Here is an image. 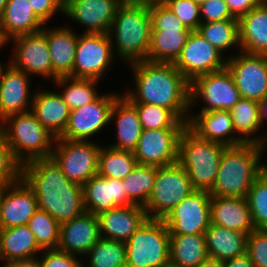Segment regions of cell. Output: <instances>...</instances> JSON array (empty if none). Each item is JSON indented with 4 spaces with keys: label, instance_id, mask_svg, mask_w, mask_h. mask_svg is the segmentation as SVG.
<instances>
[{
    "label": "cell",
    "instance_id": "cell-1",
    "mask_svg": "<svg viewBox=\"0 0 267 267\" xmlns=\"http://www.w3.org/2000/svg\"><path fill=\"white\" fill-rule=\"evenodd\" d=\"M128 65L133 68L136 90L126 91L123 95L131 103H147L167 108L181 121H188L192 110L190 82L173 63L144 60Z\"/></svg>",
    "mask_w": 267,
    "mask_h": 267
},
{
    "label": "cell",
    "instance_id": "cell-2",
    "mask_svg": "<svg viewBox=\"0 0 267 267\" xmlns=\"http://www.w3.org/2000/svg\"><path fill=\"white\" fill-rule=\"evenodd\" d=\"M22 179L33 190L38 209L48 212L60 224L85 211L83 187L71 182L52 157L23 164Z\"/></svg>",
    "mask_w": 267,
    "mask_h": 267
},
{
    "label": "cell",
    "instance_id": "cell-3",
    "mask_svg": "<svg viewBox=\"0 0 267 267\" xmlns=\"http://www.w3.org/2000/svg\"><path fill=\"white\" fill-rule=\"evenodd\" d=\"M151 28L149 1L125 0L108 33L114 54L129 64L147 60Z\"/></svg>",
    "mask_w": 267,
    "mask_h": 267
},
{
    "label": "cell",
    "instance_id": "cell-4",
    "mask_svg": "<svg viewBox=\"0 0 267 267\" xmlns=\"http://www.w3.org/2000/svg\"><path fill=\"white\" fill-rule=\"evenodd\" d=\"M264 149L256 144L227 147L209 193L212 196L246 198L253 182L261 174L260 159Z\"/></svg>",
    "mask_w": 267,
    "mask_h": 267
},
{
    "label": "cell",
    "instance_id": "cell-5",
    "mask_svg": "<svg viewBox=\"0 0 267 267\" xmlns=\"http://www.w3.org/2000/svg\"><path fill=\"white\" fill-rule=\"evenodd\" d=\"M0 133L23 164L52 155L56 138L31 111L6 117L0 122Z\"/></svg>",
    "mask_w": 267,
    "mask_h": 267
},
{
    "label": "cell",
    "instance_id": "cell-6",
    "mask_svg": "<svg viewBox=\"0 0 267 267\" xmlns=\"http://www.w3.org/2000/svg\"><path fill=\"white\" fill-rule=\"evenodd\" d=\"M227 146L199 138L188 127L179 140L178 163L186 170L194 190L210 191Z\"/></svg>",
    "mask_w": 267,
    "mask_h": 267
},
{
    "label": "cell",
    "instance_id": "cell-7",
    "mask_svg": "<svg viewBox=\"0 0 267 267\" xmlns=\"http://www.w3.org/2000/svg\"><path fill=\"white\" fill-rule=\"evenodd\" d=\"M170 234L164 220L148 218L126 242V267L169 265Z\"/></svg>",
    "mask_w": 267,
    "mask_h": 267
},
{
    "label": "cell",
    "instance_id": "cell-8",
    "mask_svg": "<svg viewBox=\"0 0 267 267\" xmlns=\"http://www.w3.org/2000/svg\"><path fill=\"white\" fill-rule=\"evenodd\" d=\"M192 191L188 173L178 162L157 167L154 188L144 206L148 218L163 220Z\"/></svg>",
    "mask_w": 267,
    "mask_h": 267
},
{
    "label": "cell",
    "instance_id": "cell-9",
    "mask_svg": "<svg viewBox=\"0 0 267 267\" xmlns=\"http://www.w3.org/2000/svg\"><path fill=\"white\" fill-rule=\"evenodd\" d=\"M94 140L78 141L56 138L51 157L62 173L83 186L98 171V157L102 146Z\"/></svg>",
    "mask_w": 267,
    "mask_h": 267
},
{
    "label": "cell",
    "instance_id": "cell-10",
    "mask_svg": "<svg viewBox=\"0 0 267 267\" xmlns=\"http://www.w3.org/2000/svg\"><path fill=\"white\" fill-rule=\"evenodd\" d=\"M78 36L72 78L104 77L113 64L114 50L108 33H81ZM109 68V69H107Z\"/></svg>",
    "mask_w": 267,
    "mask_h": 267
},
{
    "label": "cell",
    "instance_id": "cell-11",
    "mask_svg": "<svg viewBox=\"0 0 267 267\" xmlns=\"http://www.w3.org/2000/svg\"><path fill=\"white\" fill-rule=\"evenodd\" d=\"M240 98L233 76L227 67L198 76L190 83V106H195L198 99L205 103L200 112L229 111Z\"/></svg>",
    "mask_w": 267,
    "mask_h": 267
},
{
    "label": "cell",
    "instance_id": "cell-12",
    "mask_svg": "<svg viewBox=\"0 0 267 267\" xmlns=\"http://www.w3.org/2000/svg\"><path fill=\"white\" fill-rule=\"evenodd\" d=\"M211 194L194 190L163 219L169 234H203L211 224Z\"/></svg>",
    "mask_w": 267,
    "mask_h": 267
},
{
    "label": "cell",
    "instance_id": "cell-13",
    "mask_svg": "<svg viewBox=\"0 0 267 267\" xmlns=\"http://www.w3.org/2000/svg\"><path fill=\"white\" fill-rule=\"evenodd\" d=\"M11 41H14L15 50L9 62L16 69L24 71L29 76L38 75L54 81L58 79L53 73L45 27L36 33L16 36L9 42Z\"/></svg>",
    "mask_w": 267,
    "mask_h": 267
},
{
    "label": "cell",
    "instance_id": "cell-14",
    "mask_svg": "<svg viewBox=\"0 0 267 267\" xmlns=\"http://www.w3.org/2000/svg\"><path fill=\"white\" fill-rule=\"evenodd\" d=\"M119 96L114 92L103 93L93 102L71 110L67 127L59 138L89 141L110 123L111 109Z\"/></svg>",
    "mask_w": 267,
    "mask_h": 267
},
{
    "label": "cell",
    "instance_id": "cell-15",
    "mask_svg": "<svg viewBox=\"0 0 267 267\" xmlns=\"http://www.w3.org/2000/svg\"><path fill=\"white\" fill-rule=\"evenodd\" d=\"M224 55L198 31H192L174 66L191 83L196 77L226 67Z\"/></svg>",
    "mask_w": 267,
    "mask_h": 267
},
{
    "label": "cell",
    "instance_id": "cell-16",
    "mask_svg": "<svg viewBox=\"0 0 267 267\" xmlns=\"http://www.w3.org/2000/svg\"><path fill=\"white\" fill-rule=\"evenodd\" d=\"M226 58L241 98L261 101L267 95V55L240 51Z\"/></svg>",
    "mask_w": 267,
    "mask_h": 267
},
{
    "label": "cell",
    "instance_id": "cell-17",
    "mask_svg": "<svg viewBox=\"0 0 267 267\" xmlns=\"http://www.w3.org/2000/svg\"><path fill=\"white\" fill-rule=\"evenodd\" d=\"M185 129L143 130L133 151L138 164L163 167L178 162L179 140Z\"/></svg>",
    "mask_w": 267,
    "mask_h": 267
},
{
    "label": "cell",
    "instance_id": "cell-18",
    "mask_svg": "<svg viewBox=\"0 0 267 267\" xmlns=\"http://www.w3.org/2000/svg\"><path fill=\"white\" fill-rule=\"evenodd\" d=\"M125 0H64V14L86 27L83 33H109Z\"/></svg>",
    "mask_w": 267,
    "mask_h": 267
},
{
    "label": "cell",
    "instance_id": "cell-19",
    "mask_svg": "<svg viewBox=\"0 0 267 267\" xmlns=\"http://www.w3.org/2000/svg\"><path fill=\"white\" fill-rule=\"evenodd\" d=\"M100 238L97 215L84 211L72 220L60 224L57 249L85 257Z\"/></svg>",
    "mask_w": 267,
    "mask_h": 267
},
{
    "label": "cell",
    "instance_id": "cell-20",
    "mask_svg": "<svg viewBox=\"0 0 267 267\" xmlns=\"http://www.w3.org/2000/svg\"><path fill=\"white\" fill-rule=\"evenodd\" d=\"M30 78L11 63L4 69L0 81V122L8 116L31 110L34 93H29Z\"/></svg>",
    "mask_w": 267,
    "mask_h": 267
},
{
    "label": "cell",
    "instance_id": "cell-21",
    "mask_svg": "<svg viewBox=\"0 0 267 267\" xmlns=\"http://www.w3.org/2000/svg\"><path fill=\"white\" fill-rule=\"evenodd\" d=\"M82 187L84 209L94 215L119 206L133 205L127 198L123 180L96 174Z\"/></svg>",
    "mask_w": 267,
    "mask_h": 267
},
{
    "label": "cell",
    "instance_id": "cell-22",
    "mask_svg": "<svg viewBox=\"0 0 267 267\" xmlns=\"http://www.w3.org/2000/svg\"><path fill=\"white\" fill-rule=\"evenodd\" d=\"M100 236L105 239L127 242L148 219L143 206H119L97 215Z\"/></svg>",
    "mask_w": 267,
    "mask_h": 267
},
{
    "label": "cell",
    "instance_id": "cell-23",
    "mask_svg": "<svg viewBox=\"0 0 267 267\" xmlns=\"http://www.w3.org/2000/svg\"><path fill=\"white\" fill-rule=\"evenodd\" d=\"M187 127L199 138L227 147L244 144L239 139V136L235 135L229 111L212 110L209 112H199L196 115L193 114V116L189 115Z\"/></svg>",
    "mask_w": 267,
    "mask_h": 267
},
{
    "label": "cell",
    "instance_id": "cell-24",
    "mask_svg": "<svg viewBox=\"0 0 267 267\" xmlns=\"http://www.w3.org/2000/svg\"><path fill=\"white\" fill-rule=\"evenodd\" d=\"M37 209L36 196L23 179L11 184L0 209V229L28 225Z\"/></svg>",
    "mask_w": 267,
    "mask_h": 267
},
{
    "label": "cell",
    "instance_id": "cell-25",
    "mask_svg": "<svg viewBox=\"0 0 267 267\" xmlns=\"http://www.w3.org/2000/svg\"><path fill=\"white\" fill-rule=\"evenodd\" d=\"M43 90L34 92L30 111L55 138H59L67 127L71 110L60 93Z\"/></svg>",
    "mask_w": 267,
    "mask_h": 267
},
{
    "label": "cell",
    "instance_id": "cell-26",
    "mask_svg": "<svg viewBox=\"0 0 267 267\" xmlns=\"http://www.w3.org/2000/svg\"><path fill=\"white\" fill-rule=\"evenodd\" d=\"M211 223L250 234L255 230L247 198L211 196Z\"/></svg>",
    "mask_w": 267,
    "mask_h": 267
},
{
    "label": "cell",
    "instance_id": "cell-27",
    "mask_svg": "<svg viewBox=\"0 0 267 267\" xmlns=\"http://www.w3.org/2000/svg\"><path fill=\"white\" fill-rule=\"evenodd\" d=\"M113 120L117 129V141L109 146L119 150L134 151L143 129L136 107L124 95H120L113 104L110 123Z\"/></svg>",
    "mask_w": 267,
    "mask_h": 267
},
{
    "label": "cell",
    "instance_id": "cell-28",
    "mask_svg": "<svg viewBox=\"0 0 267 267\" xmlns=\"http://www.w3.org/2000/svg\"><path fill=\"white\" fill-rule=\"evenodd\" d=\"M240 51L267 55V1L238 19Z\"/></svg>",
    "mask_w": 267,
    "mask_h": 267
},
{
    "label": "cell",
    "instance_id": "cell-29",
    "mask_svg": "<svg viewBox=\"0 0 267 267\" xmlns=\"http://www.w3.org/2000/svg\"><path fill=\"white\" fill-rule=\"evenodd\" d=\"M69 27L46 28L47 43L57 77H72L78 35Z\"/></svg>",
    "mask_w": 267,
    "mask_h": 267
},
{
    "label": "cell",
    "instance_id": "cell-30",
    "mask_svg": "<svg viewBox=\"0 0 267 267\" xmlns=\"http://www.w3.org/2000/svg\"><path fill=\"white\" fill-rule=\"evenodd\" d=\"M0 24L9 41L16 36L39 32L44 26L28 0H9L0 17Z\"/></svg>",
    "mask_w": 267,
    "mask_h": 267
},
{
    "label": "cell",
    "instance_id": "cell-31",
    "mask_svg": "<svg viewBox=\"0 0 267 267\" xmlns=\"http://www.w3.org/2000/svg\"><path fill=\"white\" fill-rule=\"evenodd\" d=\"M205 237L210 258L225 261L246 253L248 234L243 232L211 223Z\"/></svg>",
    "mask_w": 267,
    "mask_h": 267
},
{
    "label": "cell",
    "instance_id": "cell-32",
    "mask_svg": "<svg viewBox=\"0 0 267 267\" xmlns=\"http://www.w3.org/2000/svg\"><path fill=\"white\" fill-rule=\"evenodd\" d=\"M43 251L28 225L0 229V259L10 261L36 257Z\"/></svg>",
    "mask_w": 267,
    "mask_h": 267
},
{
    "label": "cell",
    "instance_id": "cell-33",
    "mask_svg": "<svg viewBox=\"0 0 267 267\" xmlns=\"http://www.w3.org/2000/svg\"><path fill=\"white\" fill-rule=\"evenodd\" d=\"M208 258L205 233L170 234V265L175 267H197Z\"/></svg>",
    "mask_w": 267,
    "mask_h": 267
},
{
    "label": "cell",
    "instance_id": "cell-34",
    "mask_svg": "<svg viewBox=\"0 0 267 267\" xmlns=\"http://www.w3.org/2000/svg\"><path fill=\"white\" fill-rule=\"evenodd\" d=\"M191 32L190 29H151L147 61L174 63Z\"/></svg>",
    "mask_w": 267,
    "mask_h": 267
},
{
    "label": "cell",
    "instance_id": "cell-35",
    "mask_svg": "<svg viewBox=\"0 0 267 267\" xmlns=\"http://www.w3.org/2000/svg\"><path fill=\"white\" fill-rule=\"evenodd\" d=\"M229 112L232 117L234 132L235 134L237 133L240 135L239 139L244 144H256L263 147L267 145V136H253L262 126L259 112V101L240 98Z\"/></svg>",
    "mask_w": 267,
    "mask_h": 267
},
{
    "label": "cell",
    "instance_id": "cell-36",
    "mask_svg": "<svg viewBox=\"0 0 267 267\" xmlns=\"http://www.w3.org/2000/svg\"><path fill=\"white\" fill-rule=\"evenodd\" d=\"M137 164L133 151L102 146L98 157L97 174L102 177L124 180Z\"/></svg>",
    "mask_w": 267,
    "mask_h": 267
},
{
    "label": "cell",
    "instance_id": "cell-37",
    "mask_svg": "<svg viewBox=\"0 0 267 267\" xmlns=\"http://www.w3.org/2000/svg\"><path fill=\"white\" fill-rule=\"evenodd\" d=\"M157 167L137 164L123 180L127 198L135 205L145 206L154 188Z\"/></svg>",
    "mask_w": 267,
    "mask_h": 267
},
{
    "label": "cell",
    "instance_id": "cell-38",
    "mask_svg": "<svg viewBox=\"0 0 267 267\" xmlns=\"http://www.w3.org/2000/svg\"><path fill=\"white\" fill-rule=\"evenodd\" d=\"M98 81L96 79L58 77L54 83L58 87L65 88L60 95L70 110H73L93 102L100 95L95 89Z\"/></svg>",
    "mask_w": 267,
    "mask_h": 267
},
{
    "label": "cell",
    "instance_id": "cell-39",
    "mask_svg": "<svg viewBox=\"0 0 267 267\" xmlns=\"http://www.w3.org/2000/svg\"><path fill=\"white\" fill-rule=\"evenodd\" d=\"M197 31L222 53L232 47L240 50L238 19L201 23Z\"/></svg>",
    "mask_w": 267,
    "mask_h": 267
},
{
    "label": "cell",
    "instance_id": "cell-40",
    "mask_svg": "<svg viewBox=\"0 0 267 267\" xmlns=\"http://www.w3.org/2000/svg\"><path fill=\"white\" fill-rule=\"evenodd\" d=\"M86 256L88 267H126V243L101 237Z\"/></svg>",
    "mask_w": 267,
    "mask_h": 267
},
{
    "label": "cell",
    "instance_id": "cell-41",
    "mask_svg": "<svg viewBox=\"0 0 267 267\" xmlns=\"http://www.w3.org/2000/svg\"><path fill=\"white\" fill-rule=\"evenodd\" d=\"M143 130L185 129L188 121H181L171 110L153 104L132 103Z\"/></svg>",
    "mask_w": 267,
    "mask_h": 267
},
{
    "label": "cell",
    "instance_id": "cell-42",
    "mask_svg": "<svg viewBox=\"0 0 267 267\" xmlns=\"http://www.w3.org/2000/svg\"><path fill=\"white\" fill-rule=\"evenodd\" d=\"M28 226L42 249L57 248L60 223L48 212L37 209L30 218Z\"/></svg>",
    "mask_w": 267,
    "mask_h": 267
},
{
    "label": "cell",
    "instance_id": "cell-43",
    "mask_svg": "<svg viewBox=\"0 0 267 267\" xmlns=\"http://www.w3.org/2000/svg\"><path fill=\"white\" fill-rule=\"evenodd\" d=\"M251 219L255 229H267V178L261 173L247 195Z\"/></svg>",
    "mask_w": 267,
    "mask_h": 267
},
{
    "label": "cell",
    "instance_id": "cell-44",
    "mask_svg": "<svg viewBox=\"0 0 267 267\" xmlns=\"http://www.w3.org/2000/svg\"><path fill=\"white\" fill-rule=\"evenodd\" d=\"M23 163L0 133V183L14 184L22 179Z\"/></svg>",
    "mask_w": 267,
    "mask_h": 267
},
{
    "label": "cell",
    "instance_id": "cell-45",
    "mask_svg": "<svg viewBox=\"0 0 267 267\" xmlns=\"http://www.w3.org/2000/svg\"><path fill=\"white\" fill-rule=\"evenodd\" d=\"M190 30L197 31L201 24L200 6L193 0H161Z\"/></svg>",
    "mask_w": 267,
    "mask_h": 267
},
{
    "label": "cell",
    "instance_id": "cell-46",
    "mask_svg": "<svg viewBox=\"0 0 267 267\" xmlns=\"http://www.w3.org/2000/svg\"><path fill=\"white\" fill-rule=\"evenodd\" d=\"M151 29H188L180 19L161 1H149Z\"/></svg>",
    "mask_w": 267,
    "mask_h": 267
},
{
    "label": "cell",
    "instance_id": "cell-47",
    "mask_svg": "<svg viewBox=\"0 0 267 267\" xmlns=\"http://www.w3.org/2000/svg\"><path fill=\"white\" fill-rule=\"evenodd\" d=\"M246 253L254 267H267V231L255 229L247 237Z\"/></svg>",
    "mask_w": 267,
    "mask_h": 267
},
{
    "label": "cell",
    "instance_id": "cell-48",
    "mask_svg": "<svg viewBox=\"0 0 267 267\" xmlns=\"http://www.w3.org/2000/svg\"><path fill=\"white\" fill-rule=\"evenodd\" d=\"M40 258L42 267H83L77 255L69 254L57 248L43 249ZM81 262V263H80Z\"/></svg>",
    "mask_w": 267,
    "mask_h": 267
},
{
    "label": "cell",
    "instance_id": "cell-49",
    "mask_svg": "<svg viewBox=\"0 0 267 267\" xmlns=\"http://www.w3.org/2000/svg\"><path fill=\"white\" fill-rule=\"evenodd\" d=\"M201 23L237 19L226 4L225 0H207L200 5Z\"/></svg>",
    "mask_w": 267,
    "mask_h": 267
},
{
    "label": "cell",
    "instance_id": "cell-50",
    "mask_svg": "<svg viewBox=\"0 0 267 267\" xmlns=\"http://www.w3.org/2000/svg\"><path fill=\"white\" fill-rule=\"evenodd\" d=\"M32 5V11L45 25L54 14H64V0H28Z\"/></svg>",
    "mask_w": 267,
    "mask_h": 267
},
{
    "label": "cell",
    "instance_id": "cell-51",
    "mask_svg": "<svg viewBox=\"0 0 267 267\" xmlns=\"http://www.w3.org/2000/svg\"><path fill=\"white\" fill-rule=\"evenodd\" d=\"M266 1L267 0H225L231 14L237 19Z\"/></svg>",
    "mask_w": 267,
    "mask_h": 267
},
{
    "label": "cell",
    "instance_id": "cell-52",
    "mask_svg": "<svg viewBox=\"0 0 267 267\" xmlns=\"http://www.w3.org/2000/svg\"><path fill=\"white\" fill-rule=\"evenodd\" d=\"M2 267H42L38 256L28 259H16L4 262Z\"/></svg>",
    "mask_w": 267,
    "mask_h": 267
},
{
    "label": "cell",
    "instance_id": "cell-53",
    "mask_svg": "<svg viewBox=\"0 0 267 267\" xmlns=\"http://www.w3.org/2000/svg\"><path fill=\"white\" fill-rule=\"evenodd\" d=\"M224 267H254L247 253L224 261Z\"/></svg>",
    "mask_w": 267,
    "mask_h": 267
},
{
    "label": "cell",
    "instance_id": "cell-54",
    "mask_svg": "<svg viewBox=\"0 0 267 267\" xmlns=\"http://www.w3.org/2000/svg\"><path fill=\"white\" fill-rule=\"evenodd\" d=\"M197 267H224V261L208 258L200 263Z\"/></svg>",
    "mask_w": 267,
    "mask_h": 267
},
{
    "label": "cell",
    "instance_id": "cell-55",
    "mask_svg": "<svg viewBox=\"0 0 267 267\" xmlns=\"http://www.w3.org/2000/svg\"><path fill=\"white\" fill-rule=\"evenodd\" d=\"M259 112L261 125L264 123V119H267V95L259 101Z\"/></svg>",
    "mask_w": 267,
    "mask_h": 267
},
{
    "label": "cell",
    "instance_id": "cell-56",
    "mask_svg": "<svg viewBox=\"0 0 267 267\" xmlns=\"http://www.w3.org/2000/svg\"><path fill=\"white\" fill-rule=\"evenodd\" d=\"M10 185H11L10 183H0V209H1L4 195Z\"/></svg>",
    "mask_w": 267,
    "mask_h": 267
},
{
    "label": "cell",
    "instance_id": "cell-57",
    "mask_svg": "<svg viewBox=\"0 0 267 267\" xmlns=\"http://www.w3.org/2000/svg\"><path fill=\"white\" fill-rule=\"evenodd\" d=\"M9 40L5 37L3 33V29L0 24V49H2L5 45H8Z\"/></svg>",
    "mask_w": 267,
    "mask_h": 267
},
{
    "label": "cell",
    "instance_id": "cell-58",
    "mask_svg": "<svg viewBox=\"0 0 267 267\" xmlns=\"http://www.w3.org/2000/svg\"><path fill=\"white\" fill-rule=\"evenodd\" d=\"M8 1L9 0H0V17L2 16L3 11H4Z\"/></svg>",
    "mask_w": 267,
    "mask_h": 267
},
{
    "label": "cell",
    "instance_id": "cell-59",
    "mask_svg": "<svg viewBox=\"0 0 267 267\" xmlns=\"http://www.w3.org/2000/svg\"><path fill=\"white\" fill-rule=\"evenodd\" d=\"M261 173L267 178V164H261Z\"/></svg>",
    "mask_w": 267,
    "mask_h": 267
},
{
    "label": "cell",
    "instance_id": "cell-60",
    "mask_svg": "<svg viewBox=\"0 0 267 267\" xmlns=\"http://www.w3.org/2000/svg\"><path fill=\"white\" fill-rule=\"evenodd\" d=\"M1 63H2V62H0V81H1V76H2V73H3L4 69L8 66V64H9L10 62L6 63V66L3 65V64H1Z\"/></svg>",
    "mask_w": 267,
    "mask_h": 267
},
{
    "label": "cell",
    "instance_id": "cell-61",
    "mask_svg": "<svg viewBox=\"0 0 267 267\" xmlns=\"http://www.w3.org/2000/svg\"><path fill=\"white\" fill-rule=\"evenodd\" d=\"M195 3H197L199 6L202 5L207 0H193Z\"/></svg>",
    "mask_w": 267,
    "mask_h": 267
},
{
    "label": "cell",
    "instance_id": "cell-62",
    "mask_svg": "<svg viewBox=\"0 0 267 267\" xmlns=\"http://www.w3.org/2000/svg\"><path fill=\"white\" fill-rule=\"evenodd\" d=\"M126 1H152V0H126Z\"/></svg>",
    "mask_w": 267,
    "mask_h": 267
}]
</instances>
